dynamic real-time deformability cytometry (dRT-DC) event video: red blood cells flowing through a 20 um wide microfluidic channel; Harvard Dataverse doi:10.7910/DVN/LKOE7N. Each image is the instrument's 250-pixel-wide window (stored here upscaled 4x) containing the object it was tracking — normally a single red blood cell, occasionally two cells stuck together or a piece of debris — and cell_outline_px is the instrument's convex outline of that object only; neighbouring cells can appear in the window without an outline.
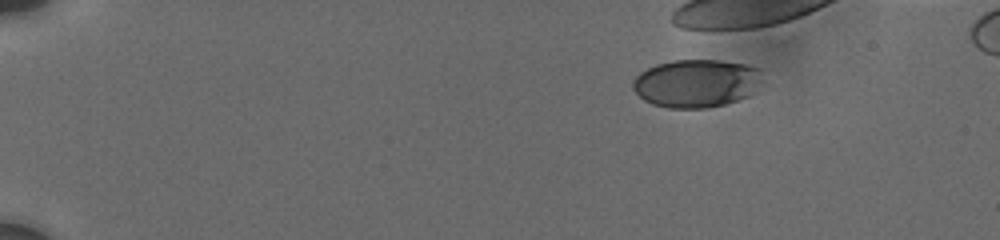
{"species": "human", "species_latin": "Homo sapiens", "temperature_condition": "cold", "stored_images_in_passage": 15, "camera_frame_rate_fps": 3000, "um_per_image_px": 0.085, "donor": {"sex": "male"}, "frame": {"image": 1, "passage_image": 1, "time_ms": 0.0, "image_size_px": [1000, 240], "cell_outline_px": [[760, 68], [752, 92], [748, 96], [724, 104], [708, 108], [668, 108], [652, 104], [644, 100], [632, 88], [632, 84], [636, 76], [640, 72], [656, 64], [672, 60], [720, 60], [744, 64]], "centroid_in_image_um": [59.1, 7.08], "position_along_channel_um": 25.9, "area_um2": 35.78}}